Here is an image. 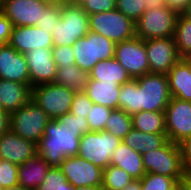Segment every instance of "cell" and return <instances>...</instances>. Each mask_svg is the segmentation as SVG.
<instances>
[{"label":"cell","mask_w":191,"mask_h":190,"mask_svg":"<svg viewBox=\"0 0 191 190\" xmlns=\"http://www.w3.org/2000/svg\"><path fill=\"white\" fill-rule=\"evenodd\" d=\"M52 56L57 67L75 64V56L71 45L53 46Z\"/></svg>","instance_id":"obj_39"},{"label":"cell","mask_w":191,"mask_h":190,"mask_svg":"<svg viewBox=\"0 0 191 190\" xmlns=\"http://www.w3.org/2000/svg\"><path fill=\"white\" fill-rule=\"evenodd\" d=\"M80 6L90 15L116 9V0H85Z\"/></svg>","instance_id":"obj_40"},{"label":"cell","mask_w":191,"mask_h":190,"mask_svg":"<svg viewBox=\"0 0 191 190\" xmlns=\"http://www.w3.org/2000/svg\"><path fill=\"white\" fill-rule=\"evenodd\" d=\"M142 162L146 173L173 177L177 181L186 177L180 147L169 140L162 147L142 154Z\"/></svg>","instance_id":"obj_6"},{"label":"cell","mask_w":191,"mask_h":190,"mask_svg":"<svg viewBox=\"0 0 191 190\" xmlns=\"http://www.w3.org/2000/svg\"><path fill=\"white\" fill-rule=\"evenodd\" d=\"M90 31L119 43L136 36L135 23L118 9L89 15Z\"/></svg>","instance_id":"obj_9"},{"label":"cell","mask_w":191,"mask_h":190,"mask_svg":"<svg viewBox=\"0 0 191 190\" xmlns=\"http://www.w3.org/2000/svg\"><path fill=\"white\" fill-rule=\"evenodd\" d=\"M178 15L163 3L148 6L135 23L136 36L143 40L173 37Z\"/></svg>","instance_id":"obj_3"},{"label":"cell","mask_w":191,"mask_h":190,"mask_svg":"<svg viewBox=\"0 0 191 190\" xmlns=\"http://www.w3.org/2000/svg\"><path fill=\"white\" fill-rule=\"evenodd\" d=\"M44 4L51 6L62 7L65 4L69 3V0H41Z\"/></svg>","instance_id":"obj_48"},{"label":"cell","mask_w":191,"mask_h":190,"mask_svg":"<svg viewBox=\"0 0 191 190\" xmlns=\"http://www.w3.org/2000/svg\"><path fill=\"white\" fill-rule=\"evenodd\" d=\"M37 190H74L59 167H50Z\"/></svg>","instance_id":"obj_32"},{"label":"cell","mask_w":191,"mask_h":190,"mask_svg":"<svg viewBox=\"0 0 191 190\" xmlns=\"http://www.w3.org/2000/svg\"><path fill=\"white\" fill-rule=\"evenodd\" d=\"M61 19L52 31L54 46L73 45L77 39L84 37L90 31L89 15L80 5L71 3L60 7Z\"/></svg>","instance_id":"obj_4"},{"label":"cell","mask_w":191,"mask_h":190,"mask_svg":"<svg viewBox=\"0 0 191 190\" xmlns=\"http://www.w3.org/2000/svg\"><path fill=\"white\" fill-rule=\"evenodd\" d=\"M75 64L89 73L101 60L114 58L116 43L103 35L89 31L72 45Z\"/></svg>","instance_id":"obj_5"},{"label":"cell","mask_w":191,"mask_h":190,"mask_svg":"<svg viewBox=\"0 0 191 190\" xmlns=\"http://www.w3.org/2000/svg\"><path fill=\"white\" fill-rule=\"evenodd\" d=\"M93 104L92 100L84 91H77L72 101L70 113L87 118L88 112H90V108H92Z\"/></svg>","instance_id":"obj_38"},{"label":"cell","mask_w":191,"mask_h":190,"mask_svg":"<svg viewBox=\"0 0 191 190\" xmlns=\"http://www.w3.org/2000/svg\"><path fill=\"white\" fill-rule=\"evenodd\" d=\"M190 0H163V4L176 10L178 13H182L188 5Z\"/></svg>","instance_id":"obj_44"},{"label":"cell","mask_w":191,"mask_h":190,"mask_svg":"<svg viewBox=\"0 0 191 190\" xmlns=\"http://www.w3.org/2000/svg\"><path fill=\"white\" fill-rule=\"evenodd\" d=\"M74 95V90L48 83L32 87L31 100L42 108L50 119H58L70 112Z\"/></svg>","instance_id":"obj_10"},{"label":"cell","mask_w":191,"mask_h":190,"mask_svg":"<svg viewBox=\"0 0 191 190\" xmlns=\"http://www.w3.org/2000/svg\"><path fill=\"white\" fill-rule=\"evenodd\" d=\"M145 48L150 73L167 75L181 59L174 37L145 40Z\"/></svg>","instance_id":"obj_14"},{"label":"cell","mask_w":191,"mask_h":190,"mask_svg":"<svg viewBox=\"0 0 191 190\" xmlns=\"http://www.w3.org/2000/svg\"><path fill=\"white\" fill-rule=\"evenodd\" d=\"M148 5L145 0H116V9L136 23L146 11Z\"/></svg>","instance_id":"obj_34"},{"label":"cell","mask_w":191,"mask_h":190,"mask_svg":"<svg viewBox=\"0 0 191 190\" xmlns=\"http://www.w3.org/2000/svg\"><path fill=\"white\" fill-rule=\"evenodd\" d=\"M114 58L124 67L132 79L150 73L145 40L137 36L116 43Z\"/></svg>","instance_id":"obj_11"},{"label":"cell","mask_w":191,"mask_h":190,"mask_svg":"<svg viewBox=\"0 0 191 190\" xmlns=\"http://www.w3.org/2000/svg\"><path fill=\"white\" fill-rule=\"evenodd\" d=\"M118 109L129 115L140 111L165 112L171 94L165 74L147 73L121 85Z\"/></svg>","instance_id":"obj_1"},{"label":"cell","mask_w":191,"mask_h":190,"mask_svg":"<svg viewBox=\"0 0 191 190\" xmlns=\"http://www.w3.org/2000/svg\"><path fill=\"white\" fill-rule=\"evenodd\" d=\"M164 113L169 141L179 144L191 135V101L171 97Z\"/></svg>","instance_id":"obj_12"},{"label":"cell","mask_w":191,"mask_h":190,"mask_svg":"<svg viewBox=\"0 0 191 190\" xmlns=\"http://www.w3.org/2000/svg\"><path fill=\"white\" fill-rule=\"evenodd\" d=\"M57 120L64 124L66 127L77 128L81 135L90 132L86 117H80L69 112L60 116Z\"/></svg>","instance_id":"obj_41"},{"label":"cell","mask_w":191,"mask_h":190,"mask_svg":"<svg viewBox=\"0 0 191 190\" xmlns=\"http://www.w3.org/2000/svg\"><path fill=\"white\" fill-rule=\"evenodd\" d=\"M12 28V22L0 12V46L8 44Z\"/></svg>","instance_id":"obj_42"},{"label":"cell","mask_w":191,"mask_h":190,"mask_svg":"<svg viewBox=\"0 0 191 190\" xmlns=\"http://www.w3.org/2000/svg\"><path fill=\"white\" fill-rule=\"evenodd\" d=\"M122 190H141V179H134L128 185H126Z\"/></svg>","instance_id":"obj_47"},{"label":"cell","mask_w":191,"mask_h":190,"mask_svg":"<svg viewBox=\"0 0 191 190\" xmlns=\"http://www.w3.org/2000/svg\"><path fill=\"white\" fill-rule=\"evenodd\" d=\"M0 185L3 188L18 185V165L0 159Z\"/></svg>","instance_id":"obj_37"},{"label":"cell","mask_w":191,"mask_h":190,"mask_svg":"<svg viewBox=\"0 0 191 190\" xmlns=\"http://www.w3.org/2000/svg\"><path fill=\"white\" fill-rule=\"evenodd\" d=\"M51 166L38 154L18 165V185L25 189L37 190Z\"/></svg>","instance_id":"obj_22"},{"label":"cell","mask_w":191,"mask_h":190,"mask_svg":"<svg viewBox=\"0 0 191 190\" xmlns=\"http://www.w3.org/2000/svg\"><path fill=\"white\" fill-rule=\"evenodd\" d=\"M134 179L123 169L109 165L103 169L102 190H122Z\"/></svg>","instance_id":"obj_31"},{"label":"cell","mask_w":191,"mask_h":190,"mask_svg":"<svg viewBox=\"0 0 191 190\" xmlns=\"http://www.w3.org/2000/svg\"><path fill=\"white\" fill-rule=\"evenodd\" d=\"M61 19V10L58 6L46 5L42 10V17L38 20L36 26L41 27L49 33L58 25V21Z\"/></svg>","instance_id":"obj_36"},{"label":"cell","mask_w":191,"mask_h":190,"mask_svg":"<svg viewBox=\"0 0 191 190\" xmlns=\"http://www.w3.org/2000/svg\"><path fill=\"white\" fill-rule=\"evenodd\" d=\"M173 190H191V182L185 177L175 183Z\"/></svg>","instance_id":"obj_46"},{"label":"cell","mask_w":191,"mask_h":190,"mask_svg":"<svg viewBox=\"0 0 191 190\" xmlns=\"http://www.w3.org/2000/svg\"><path fill=\"white\" fill-rule=\"evenodd\" d=\"M120 89L121 85L115 82H102L89 78L84 92L94 104L118 109Z\"/></svg>","instance_id":"obj_23"},{"label":"cell","mask_w":191,"mask_h":190,"mask_svg":"<svg viewBox=\"0 0 191 190\" xmlns=\"http://www.w3.org/2000/svg\"><path fill=\"white\" fill-rule=\"evenodd\" d=\"M177 180L155 173H146L141 178V190H173Z\"/></svg>","instance_id":"obj_33"},{"label":"cell","mask_w":191,"mask_h":190,"mask_svg":"<svg viewBox=\"0 0 191 190\" xmlns=\"http://www.w3.org/2000/svg\"><path fill=\"white\" fill-rule=\"evenodd\" d=\"M74 190H102L101 188H93L89 186L74 187Z\"/></svg>","instance_id":"obj_51"},{"label":"cell","mask_w":191,"mask_h":190,"mask_svg":"<svg viewBox=\"0 0 191 190\" xmlns=\"http://www.w3.org/2000/svg\"><path fill=\"white\" fill-rule=\"evenodd\" d=\"M81 133L77 128L66 127L51 119L37 144V154L51 167H59L66 157L78 155Z\"/></svg>","instance_id":"obj_2"},{"label":"cell","mask_w":191,"mask_h":190,"mask_svg":"<svg viewBox=\"0 0 191 190\" xmlns=\"http://www.w3.org/2000/svg\"><path fill=\"white\" fill-rule=\"evenodd\" d=\"M148 6L162 4L163 0H145Z\"/></svg>","instance_id":"obj_50"},{"label":"cell","mask_w":191,"mask_h":190,"mask_svg":"<svg viewBox=\"0 0 191 190\" xmlns=\"http://www.w3.org/2000/svg\"><path fill=\"white\" fill-rule=\"evenodd\" d=\"M181 150L182 164L186 171L191 170V135L179 144Z\"/></svg>","instance_id":"obj_43"},{"label":"cell","mask_w":191,"mask_h":190,"mask_svg":"<svg viewBox=\"0 0 191 190\" xmlns=\"http://www.w3.org/2000/svg\"><path fill=\"white\" fill-rule=\"evenodd\" d=\"M37 154V144L9 130L0 137V159L21 165Z\"/></svg>","instance_id":"obj_18"},{"label":"cell","mask_w":191,"mask_h":190,"mask_svg":"<svg viewBox=\"0 0 191 190\" xmlns=\"http://www.w3.org/2000/svg\"><path fill=\"white\" fill-rule=\"evenodd\" d=\"M122 141L142 155L162 147L168 139L166 134L145 133L132 128Z\"/></svg>","instance_id":"obj_26"},{"label":"cell","mask_w":191,"mask_h":190,"mask_svg":"<svg viewBox=\"0 0 191 190\" xmlns=\"http://www.w3.org/2000/svg\"><path fill=\"white\" fill-rule=\"evenodd\" d=\"M111 165L123 169L133 179H141L146 174L143 168L142 155L123 141L112 153Z\"/></svg>","instance_id":"obj_24"},{"label":"cell","mask_w":191,"mask_h":190,"mask_svg":"<svg viewBox=\"0 0 191 190\" xmlns=\"http://www.w3.org/2000/svg\"><path fill=\"white\" fill-rule=\"evenodd\" d=\"M31 87L54 83L57 65L52 56V48H37L25 54Z\"/></svg>","instance_id":"obj_15"},{"label":"cell","mask_w":191,"mask_h":190,"mask_svg":"<svg viewBox=\"0 0 191 190\" xmlns=\"http://www.w3.org/2000/svg\"><path fill=\"white\" fill-rule=\"evenodd\" d=\"M3 111V108H2V106H1V104H0V112H2Z\"/></svg>","instance_id":"obj_56"},{"label":"cell","mask_w":191,"mask_h":190,"mask_svg":"<svg viewBox=\"0 0 191 190\" xmlns=\"http://www.w3.org/2000/svg\"><path fill=\"white\" fill-rule=\"evenodd\" d=\"M122 140L107 131H90L82 135L78 156L104 169L111 165V156Z\"/></svg>","instance_id":"obj_8"},{"label":"cell","mask_w":191,"mask_h":190,"mask_svg":"<svg viewBox=\"0 0 191 190\" xmlns=\"http://www.w3.org/2000/svg\"><path fill=\"white\" fill-rule=\"evenodd\" d=\"M10 130V113L7 111L0 112V137Z\"/></svg>","instance_id":"obj_45"},{"label":"cell","mask_w":191,"mask_h":190,"mask_svg":"<svg viewBox=\"0 0 191 190\" xmlns=\"http://www.w3.org/2000/svg\"><path fill=\"white\" fill-rule=\"evenodd\" d=\"M134 129L145 133L166 134L165 113L155 111H140L132 115Z\"/></svg>","instance_id":"obj_28"},{"label":"cell","mask_w":191,"mask_h":190,"mask_svg":"<svg viewBox=\"0 0 191 190\" xmlns=\"http://www.w3.org/2000/svg\"><path fill=\"white\" fill-rule=\"evenodd\" d=\"M186 17L191 19V0L188 2L187 8L182 12Z\"/></svg>","instance_id":"obj_49"},{"label":"cell","mask_w":191,"mask_h":190,"mask_svg":"<svg viewBox=\"0 0 191 190\" xmlns=\"http://www.w3.org/2000/svg\"><path fill=\"white\" fill-rule=\"evenodd\" d=\"M89 78L123 85L132 80L124 67L115 59L101 60L89 72Z\"/></svg>","instance_id":"obj_25"},{"label":"cell","mask_w":191,"mask_h":190,"mask_svg":"<svg viewBox=\"0 0 191 190\" xmlns=\"http://www.w3.org/2000/svg\"><path fill=\"white\" fill-rule=\"evenodd\" d=\"M85 0H69V3L74 5H81Z\"/></svg>","instance_id":"obj_54"},{"label":"cell","mask_w":191,"mask_h":190,"mask_svg":"<svg viewBox=\"0 0 191 190\" xmlns=\"http://www.w3.org/2000/svg\"><path fill=\"white\" fill-rule=\"evenodd\" d=\"M186 178L191 182V170L186 172Z\"/></svg>","instance_id":"obj_55"},{"label":"cell","mask_w":191,"mask_h":190,"mask_svg":"<svg viewBox=\"0 0 191 190\" xmlns=\"http://www.w3.org/2000/svg\"><path fill=\"white\" fill-rule=\"evenodd\" d=\"M8 44L20 53L37 48H52V34L37 26H14Z\"/></svg>","instance_id":"obj_17"},{"label":"cell","mask_w":191,"mask_h":190,"mask_svg":"<svg viewBox=\"0 0 191 190\" xmlns=\"http://www.w3.org/2000/svg\"><path fill=\"white\" fill-rule=\"evenodd\" d=\"M183 58L191 66V51L187 53Z\"/></svg>","instance_id":"obj_53"},{"label":"cell","mask_w":191,"mask_h":190,"mask_svg":"<svg viewBox=\"0 0 191 190\" xmlns=\"http://www.w3.org/2000/svg\"><path fill=\"white\" fill-rule=\"evenodd\" d=\"M106 121L104 131L114 134L120 140H123L133 128L132 115H129L122 109H112Z\"/></svg>","instance_id":"obj_29"},{"label":"cell","mask_w":191,"mask_h":190,"mask_svg":"<svg viewBox=\"0 0 191 190\" xmlns=\"http://www.w3.org/2000/svg\"><path fill=\"white\" fill-rule=\"evenodd\" d=\"M32 87L11 80L0 79V104L10 114L31 100Z\"/></svg>","instance_id":"obj_20"},{"label":"cell","mask_w":191,"mask_h":190,"mask_svg":"<svg viewBox=\"0 0 191 190\" xmlns=\"http://www.w3.org/2000/svg\"><path fill=\"white\" fill-rule=\"evenodd\" d=\"M111 111L112 109L106 106L93 104L87 116L90 131H104Z\"/></svg>","instance_id":"obj_35"},{"label":"cell","mask_w":191,"mask_h":190,"mask_svg":"<svg viewBox=\"0 0 191 190\" xmlns=\"http://www.w3.org/2000/svg\"><path fill=\"white\" fill-rule=\"evenodd\" d=\"M174 40L177 52L181 58L191 51V19L183 13H179L176 25Z\"/></svg>","instance_id":"obj_30"},{"label":"cell","mask_w":191,"mask_h":190,"mask_svg":"<svg viewBox=\"0 0 191 190\" xmlns=\"http://www.w3.org/2000/svg\"><path fill=\"white\" fill-rule=\"evenodd\" d=\"M171 97L191 101V66L181 58L167 74Z\"/></svg>","instance_id":"obj_21"},{"label":"cell","mask_w":191,"mask_h":190,"mask_svg":"<svg viewBox=\"0 0 191 190\" xmlns=\"http://www.w3.org/2000/svg\"><path fill=\"white\" fill-rule=\"evenodd\" d=\"M47 4L41 0H1V12L14 26H36Z\"/></svg>","instance_id":"obj_16"},{"label":"cell","mask_w":191,"mask_h":190,"mask_svg":"<svg viewBox=\"0 0 191 190\" xmlns=\"http://www.w3.org/2000/svg\"><path fill=\"white\" fill-rule=\"evenodd\" d=\"M3 190H29V189H25L21 185H16V186H13V187L3 188Z\"/></svg>","instance_id":"obj_52"},{"label":"cell","mask_w":191,"mask_h":190,"mask_svg":"<svg viewBox=\"0 0 191 190\" xmlns=\"http://www.w3.org/2000/svg\"><path fill=\"white\" fill-rule=\"evenodd\" d=\"M89 73L82 70L77 64L57 67L55 84L71 90L84 91L88 83Z\"/></svg>","instance_id":"obj_27"},{"label":"cell","mask_w":191,"mask_h":190,"mask_svg":"<svg viewBox=\"0 0 191 190\" xmlns=\"http://www.w3.org/2000/svg\"><path fill=\"white\" fill-rule=\"evenodd\" d=\"M0 79L30 84L25 55L9 44L0 46Z\"/></svg>","instance_id":"obj_19"},{"label":"cell","mask_w":191,"mask_h":190,"mask_svg":"<svg viewBox=\"0 0 191 190\" xmlns=\"http://www.w3.org/2000/svg\"><path fill=\"white\" fill-rule=\"evenodd\" d=\"M59 168L73 187L101 188L102 186L103 169L78 155L66 157Z\"/></svg>","instance_id":"obj_13"},{"label":"cell","mask_w":191,"mask_h":190,"mask_svg":"<svg viewBox=\"0 0 191 190\" xmlns=\"http://www.w3.org/2000/svg\"><path fill=\"white\" fill-rule=\"evenodd\" d=\"M50 120L47 113L30 100L10 114V130L25 140L38 144Z\"/></svg>","instance_id":"obj_7"}]
</instances>
